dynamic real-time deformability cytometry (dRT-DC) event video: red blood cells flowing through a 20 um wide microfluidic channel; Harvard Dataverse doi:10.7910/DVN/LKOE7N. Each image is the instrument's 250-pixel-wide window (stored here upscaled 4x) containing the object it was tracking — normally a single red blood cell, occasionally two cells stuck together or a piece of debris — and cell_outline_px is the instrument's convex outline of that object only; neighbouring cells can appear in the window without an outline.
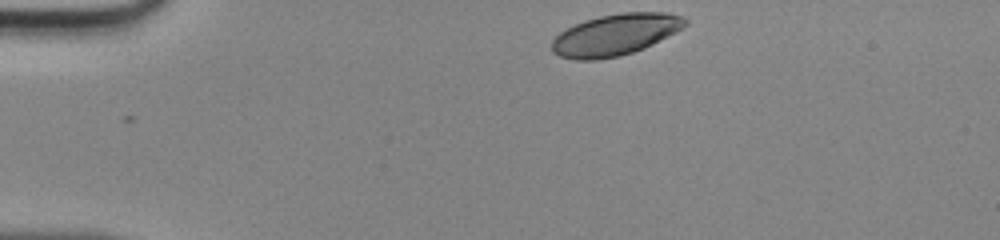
{"species": "human", "species_latin": "Homo sapiens", "temperature_condition": "room temperature", "stored_images_in_passage": 35, "camera_frame_rate_fps": 3000, "um_per_image_px": 0.085, "donor": {"sex": "male"}, "frame": {"image": 1, "passage_image": 1, "time_ms": 0.0, "image_size_px": [1000, 240], "cell_outline_px": [[688, 24], [676, 32], [644, 48], [620, 56], [596, 60], [576, 60], [560, 56], [552, 52], [552, 40], [560, 32], [584, 20], [600, 16], [624, 12], [668, 12], [680, 16], [688, 20]], "centroid_in_image_um": [52.31, 2.95], "position_along_channel_um": 32.7, "area_um2": 32.08}}
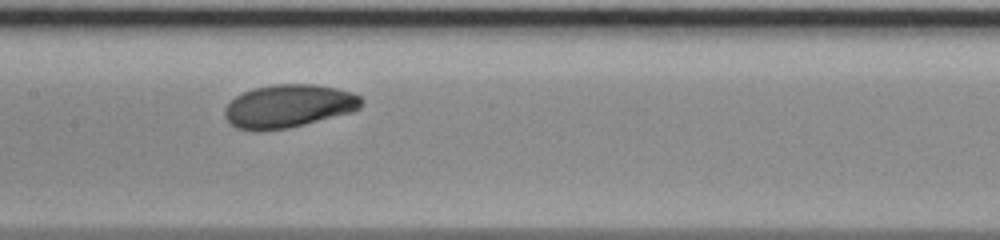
{"frame": {"image": 2, "passage_image": 16, "time_ms": 5.0, "image_size_px": [1000, 240], "cell_outline_px": [[364, 100], [360, 108], [356, 112], [288, 128], [260, 132], [256, 132], [236, 128], [224, 116], [224, 108], [236, 96], [252, 88], [272, 84], [316, 84], [336, 88], [352, 92], [360, 96]], "centroid_in_image_um": [24.56, 9.03], "position_along_channel_um": 182.8, "area_um2": 34.91}}
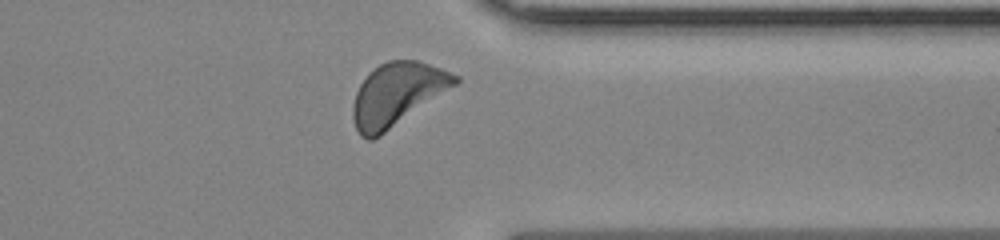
{"frame": {"image": 3, "passage_image": 30, "time_ms": 9.667, "image_size_px": [1000, 240], "cell_outline_px": [[460, 80], [456, 84], [380, 136], [372, 140], [368, 140], [360, 136], [356, 128], [352, 116], [352, 104], [356, 92], [360, 84], [380, 64], [388, 60], [416, 60], [440, 68], [460, 76]], "centroid_in_image_um": [33.73, 8.03], "position_along_channel_um": 377.7, "area_um2": 36.82}}